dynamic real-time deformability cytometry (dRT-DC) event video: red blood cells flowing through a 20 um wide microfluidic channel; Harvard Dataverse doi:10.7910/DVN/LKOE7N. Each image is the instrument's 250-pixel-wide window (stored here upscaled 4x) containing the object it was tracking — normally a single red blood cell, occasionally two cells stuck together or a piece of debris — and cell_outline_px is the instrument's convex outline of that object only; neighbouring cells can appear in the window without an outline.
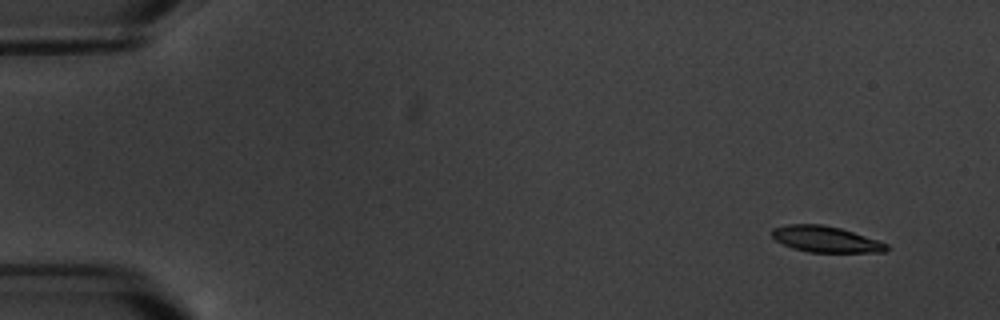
{"species": "common noctule bat (a hibernating species)", "species_latin": "Nyctalus noctula", "temperature_condition": "warm", "stored_images_in_passage": 7, "camera_frame_rate_fps": 3000, "um_per_image_px": 0.085, "animal": {"sex": "male", "body_mass_g": 20.1, "forearm_length_mm": 53.5}, "frame": {"image": 1, "passage_image": 7, "time_ms": 8.0, "image_size_px": [1000, 320], "cell_outline_px": [[892, 248], [884, 252], [808, 252], [792, 248], [776, 240], [772, 236], [772, 228], [788, 224], [820, 224], [840, 228], [888, 244]], "centroid_in_image_um": [70.18, 20.34], "position_along_channel_um": 14.8, "area_um2": 17.28}}